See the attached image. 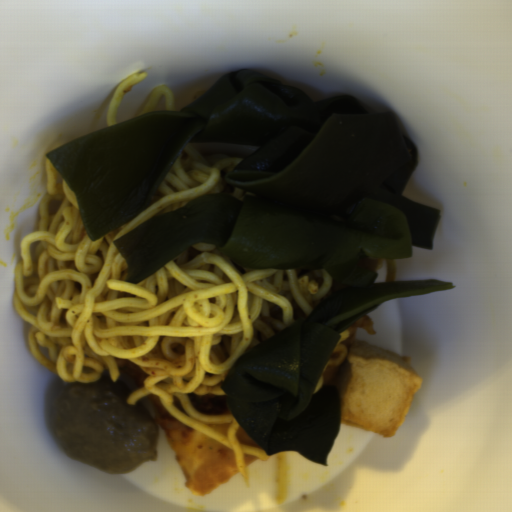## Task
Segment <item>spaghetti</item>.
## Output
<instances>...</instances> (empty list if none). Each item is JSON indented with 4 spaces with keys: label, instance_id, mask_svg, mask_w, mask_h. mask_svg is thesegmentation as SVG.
<instances>
[{
    "label": "spaghetti",
    "instance_id": "c7327b10",
    "mask_svg": "<svg viewBox=\"0 0 512 512\" xmlns=\"http://www.w3.org/2000/svg\"><path fill=\"white\" fill-rule=\"evenodd\" d=\"M257 148L225 141L187 144L159 188L133 219L97 240L87 235L75 195L45 158L46 194L38 230L21 239L13 304L30 327L34 357L68 386L111 381L134 361L143 385L126 404L159 398L175 419L234 451L249 488L244 453L272 456L239 442L229 413L205 416L190 394L226 396L223 380L240 355L309 316L343 281L333 268H252L235 264L216 243L195 240L138 283L127 282L125 257L113 243L139 225L196 198L250 190L225 176ZM206 422H231L224 436Z\"/></svg>",
    "mask_w": 512,
    "mask_h": 512
},
{
    "label": "spaghetti",
    "instance_id": "8bdb9b5d",
    "mask_svg": "<svg viewBox=\"0 0 512 512\" xmlns=\"http://www.w3.org/2000/svg\"><path fill=\"white\" fill-rule=\"evenodd\" d=\"M147 76L148 72L132 74L115 87L107 114V127L117 124L120 102L127 90Z\"/></svg>",
    "mask_w": 512,
    "mask_h": 512
},
{
    "label": "spaghetti",
    "instance_id": "4aaf3555",
    "mask_svg": "<svg viewBox=\"0 0 512 512\" xmlns=\"http://www.w3.org/2000/svg\"><path fill=\"white\" fill-rule=\"evenodd\" d=\"M351 332L350 330H346V328L341 332V337L337 344L335 345L334 349L332 350L317 382L316 385L312 391V395L316 394L323 389L324 385V374L327 371L329 367H341L343 362L345 361L348 351H346L345 347L343 346L342 341L349 338Z\"/></svg>",
    "mask_w": 512,
    "mask_h": 512
},
{
    "label": "spaghetti",
    "instance_id": "1bdccc4e",
    "mask_svg": "<svg viewBox=\"0 0 512 512\" xmlns=\"http://www.w3.org/2000/svg\"><path fill=\"white\" fill-rule=\"evenodd\" d=\"M289 449L277 452L276 496L279 504H284L288 493Z\"/></svg>",
    "mask_w": 512,
    "mask_h": 512
},
{
    "label": "spaghetti",
    "instance_id": "6237eff4",
    "mask_svg": "<svg viewBox=\"0 0 512 512\" xmlns=\"http://www.w3.org/2000/svg\"><path fill=\"white\" fill-rule=\"evenodd\" d=\"M161 96H165V112L174 111L173 97L169 85H159L155 87L149 101L147 102L146 106L141 111V113L137 116V118L145 113H152L154 107L156 106Z\"/></svg>",
    "mask_w": 512,
    "mask_h": 512
},
{
    "label": "spaghetti",
    "instance_id": "1dbb5a01",
    "mask_svg": "<svg viewBox=\"0 0 512 512\" xmlns=\"http://www.w3.org/2000/svg\"><path fill=\"white\" fill-rule=\"evenodd\" d=\"M386 262H387L386 282H394L396 279L397 265L393 259H386Z\"/></svg>",
    "mask_w": 512,
    "mask_h": 512
}]
</instances>
